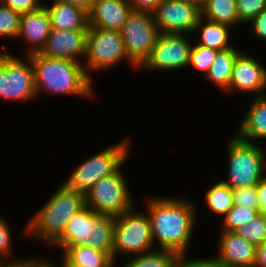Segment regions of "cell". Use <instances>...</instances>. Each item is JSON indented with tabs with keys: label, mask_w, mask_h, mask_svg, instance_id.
<instances>
[{
	"label": "cell",
	"mask_w": 266,
	"mask_h": 267,
	"mask_svg": "<svg viewBox=\"0 0 266 267\" xmlns=\"http://www.w3.org/2000/svg\"><path fill=\"white\" fill-rule=\"evenodd\" d=\"M144 201L155 247L177 254L188 253L199 211L196 203L166 195H153Z\"/></svg>",
	"instance_id": "6da1fadb"
},
{
	"label": "cell",
	"mask_w": 266,
	"mask_h": 267,
	"mask_svg": "<svg viewBox=\"0 0 266 267\" xmlns=\"http://www.w3.org/2000/svg\"><path fill=\"white\" fill-rule=\"evenodd\" d=\"M28 56L34 69L37 96L44 92L52 96L71 95L88 99L94 97L95 81L88 77L83 63L65 58L46 57L39 53Z\"/></svg>",
	"instance_id": "7a4b0ae2"
},
{
	"label": "cell",
	"mask_w": 266,
	"mask_h": 267,
	"mask_svg": "<svg viewBox=\"0 0 266 267\" xmlns=\"http://www.w3.org/2000/svg\"><path fill=\"white\" fill-rule=\"evenodd\" d=\"M27 220L23 234L50 247L73 216L86 206V195L69 188L63 181Z\"/></svg>",
	"instance_id": "3957f363"
},
{
	"label": "cell",
	"mask_w": 266,
	"mask_h": 267,
	"mask_svg": "<svg viewBox=\"0 0 266 267\" xmlns=\"http://www.w3.org/2000/svg\"><path fill=\"white\" fill-rule=\"evenodd\" d=\"M132 139V136H126L116 144L101 149L74 167L63 182L69 188L87 195L97 182L112 175L127 162L133 145Z\"/></svg>",
	"instance_id": "277c9868"
},
{
	"label": "cell",
	"mask_w": 266,
	"mask_h": 267,
	"mask_svg": "<svg viewBox=\"0 0 266 267\" xmlns=\"http://www.w3.org/2000/svg\"><path fill=\"white\" fill-rule=\"evenodd\" d=\"M226 146L227 180L221 181L231 189L257 185L266 174V148L244 141L234 133Z\"/></svg>",
	"instance_id": "5b68a950"
},
{
	"label": "cell",
	"mask_w": 266,
	"mask_h": 267,
	"mask_svg": "<svg viewBox=\"0 0 266 267\" xmlns=\"http://www.w3.org/2000/svg\"><path fill=\"white\" fill-rule=\"evenodd\" d=\"M128 61L135 71L138 66L128 57L121 31L89 27L87 32L86 58L83 63L85 72L93 81L91 74L101 73ZM100 71V72H99Z\"/></svg>",
	"instance_id": "8992f818"
},
{
	"label": "cell",
	"mask_w": 266,
	"mask_h": 267,
	"mask_svg": "<svg viewBox=\"0 0 266 267\" xmlns=\"http://www.w3.org/2000/svg\"><path fill=\"white\" fill-rule=\"evenodd\" d=\"M113 260L121 254L134 256L155 250L151 222L147 211H138L134 206L114 219Z\"/></svg>",
	"instance_id": "52a82bcc"
},
{
	"label": "cell",
	"mask_w": 266,
	"mask_h": 267,
	"mask_svg": "<svg viewBox=\"0 0 266 267\" xmlns=\"http://www.w3.org/2000/svg\"><path fill=\"white\" fill-rule=\"evenodd\" d=\"M23 58L0 52V99L20 103L36 99L32 61L27 55Z\"/></svg>",
	"instance_id": "ba28073f"
},
{
	"label": "cell",
	"mask_w": 266,
	"mask_h": 267,
	"mask_svg": "<svg viewBox=\"0 0 266 267\" xmlns=\"http://www.w3.org/2000/svg\"><path fill=\"white\" fill-rule=\"evenodd\" d=\"M122 167L101 179L87 193L86 205L94 212L117 217L136 206Z\"/></svg>",
	"instance_id": "9c48e42d"
},
{
	"label": "cell",
	"mask_w": 266,
	"mask_h": 267,
	"mask_svg": "<svg viewBox=\"0 0 266 267\" xmlns=\"http://www.w3.org/2000/svg\"><path fill=\"white\" fill-rule=\"evenodd\" d=\"M189 34L160 33L148 58L138 68L141 71H179L189 66L193 37ZM192 38V41H191Z\"/></svg>",
	"instance_id": "30bf717a"
},
{
	"label": "cell",
	"mask_w": 266,
	"mask_h": 267,
	"mask_svg": "<svg viewBox=\"0 0 266 267\" xmlns=\"http://www.w3.org/2000/svg\"><path fill=\"white\" fill-rule=\"evenodd\" d=\"M159 34L152 12L132 10L128 15L121 35L128 57L138 67L150 55Z\"/></svg>",
	"instance_id": "8fae6325"
},
{
	"label": "cell",
	"mask_w": 266,
	"mask_h": 267,
	"mask_svg": "<svg viewBox=\"0 0 266 267\" xmlns=\"http://www.w3.org/2000/svg\"><path fill=\"white\" fill-rule=\"evenodd\" d=\"M159 33L193 34L201 9L187 0H162L152 11Z\"/></svg>",
	"instance_id": "7c38bea8"
},
{
	"label": "cell",
	"mask_w": 266,
	"mask_h": 267,
	"mask_svg": "<svg viewBox=\"0 0 266 267\" xmlns=\"http://www.w3.org/2000/svg\"><path fill=\"white\" fill-rule=\"evenodd\" d=\"M242 50L233 65L232 77L229 83L228 95L236 92L253 97L266 94V66L259 58ZM261 62V63H260ZM240 92V93H239Z\"/></svg>",
	"instance_id": "4fadbf2b"
},
{
	"label": "cell",
	"mask_w": 266,
	"mask_h": 267,
	"mask_svg": "<svg viewBox=\"0 0 266 267\" xmlns=\"http://www.w3.org/2000/svg\"><path fill=\"white\" fill-rule=\"evenodd\" d=\"M88 30L51 29L39 54L51 58H65L84 63ZM83 61V62H82Z\"/></svg>",
	"instance_id": "5bb4252c"
},
{
	"label": "cell",
	"mask_w": 266,
	"mask_h": 267,
	"mask_svg": "<svg viewBox=\"0 0 266 267\" xmlns=\"http://www.w3.org/2000/svg\"><path fill=\"white\" fill-rule=\"evenodd\" d=\"M215 258L222 267H254L256 246L236 232L220 231Z\"/></svg>",
	"instance_id": "9a60e30c"
},
{
	"label": "cell",
	"mask_w": 266,
	"mask_h": 267,
	"mask_svg": "<svg viewBox=\"0 0 266 267\" xmlns=\"http://www.w3.org/2000/svg\"><path fill=\"white\" fill-rule=\"evenodd\" d=\"M51 21L45 6L28 12L20 17V29L18 39L22 38L27 45L25 54L28 56L39 53L46 44L47 37L51 32Z\"/></svg>",
	"instance_id": "2e32d148"
},
{
	"label": "cell",
	"mask_w": 266,
	"mask_h": 267,
	"mask_svg": "<svg viewBox=\"0 0 266 267\" xmlns=\"http://www.w3.org/2000/svg\"><path fill=\"white\" fill-rule=\"evenodd\" d=\"M132 10L127 0H94L88 12V25L121 31Z\"/></svg>",
	"instance_id": "e0dca14e"
},
{
	"label": "cell",
	"mask_w": 266,
	"mask_h": 267,
	"mask_svg": "<svg viewBox=\"0 0 266 267\" xmlns=\"http://www.w3.org/2000/svg\"><path fill=\"white\" fill-rule=\"evenodd\" d=\"M93 210L87 205L67 223L63 234L50 246L63 253L70 246H88L92 243Z\"/></svg>",
	"instance_id": "ac0fdd59"
},
{
	"label": "cell",
	"mask_w": 266,
	"mask_h": 267,
	"mask_svg": "<svg viewBox=\"0 0 266 267\" xmlns=\"http://www.w3.org/2000/svg\"><path fill=\"white\" fill-rule=\"evenodd\" d=\"M239 123L234 130L238 138L255 144L257 139L266 141V94L252 97L251 104Z\"/></svg>",
	"instance_id": "d6986e66"
},
{
	"label": "cell",
	"mask_w": 266,
	"mask_h": 267,
	"mask_svg": "<svg viewBox=\"0 0 266 267\" xmlns=\"http://www.w3.org/2000/svg\"><path fill=\"white\" fill-rule=\"evenodd\" d=\"M51 21V28L56 30H88V12L84 9L60 0L44 3Z\"/></svg>",
	"instance_id": "ffe728a7"
},
{
	"label": "cell",
	"mask_w": 266,
	"mask_h": 267,
	"mask_svg": "<svg viewBox=\"0 0 266 267\" xmlns=\"http://www.w3.org/2000/svg\"><path fill=\"white\" fill-rule=\"evenodd\" d=\"M233 28L216 22L200 17L196 27L194 28L193 34H199L198 40L195 44L201 45L207 48L215 49L217 51H224L234 47L231 43V30Z\"/></svg>",
	"instance_id": "44dd1931"
},
{
	"label": "cell",
	"mask_w": 266,
	"mask_h": 267,
	"mask_svg": "<svg viewBox=\"0 0 266 267\" xmlns=\"http://www.w3.org/2000/svg\"><path fill=\"white\" fill-rule=\"evenodd\" d=\"M236 46L219 51L214 59L208 73L205 75L207 82L228 94L229 83L232 77V70L237 55L241 52Z\"/></svg>",
	"instance_id": "7402d4cb"
},
{
	"label": "cell",
	"mask_w": 266,
	"mask_h": 267,
	"mask_svg": "<svg viewBox=\"0 0 266 267\" xmlns=\"http://www.w3.org/2000/svg\"><path fill=\"white\" fill-rule=\"evenodd\" d=\"M201 9V17L211 22L235 28L243 25L238 16L236 0H206Z\"/></svg>",
	"instance_id": "603a6c76"
},
{
	"label": "cell",
	"mask_w": 266,
	"mask_h": 267,
	"mask_svg": "<svg viewBox=\"0 0 266 267\" xmlns=\"http://www.w3.org/2000/svg\"><path fill=\"white\" fill-rule=\"evenodd\" d=\"M72 264L82 267H115L113 258L88 246H70L62 253Z\"/></svg>",
	"instance_id": "cb8c5ba5"
},
{
	"label": "cell",
	"mask_w": 266,
	"mask_h": 267,
	"mask_svg": "<svg viewBox=\"0 0 266 267\" xmlns=\"http://www.w3.org/2000/svg\"><path fill=\"white\" fill-rule=\"evenodd\" d=\"M114 219L106 214L93 211V232L90 247L108 253L113 258Z\"/></svg>",
	"instance_id": "d4e9b609"
},
{
	"label": "cell",
	"mask_w": 266,
	"mask_h": 267,
	"mask_svg": "<svg viewBox=\"0 0 266 267\" xmlns=\"http://www.w3.org/2000/svg\"><path fill=\"white\" fill-rule=\"evenodd\" d=\"M204 201L212 214L214 212V215L217 214L224 218L234 205L232 189L220 179L207 189Z\"/></svg>",
	"instance_id": "484cf974"
},
{
	"label": "cell",
	"mask_w": 266,
	"mask_h": 267,
	"mask_svg": "<svg viewBox=\"0 0 266 267\" xmlns=\"http://www.w3.org/2000/svg\"><path fill=\"white\" fill-rule=\"evenodd\" d=\"M177 253L170 250L157 249L128 257L121 267H173Z\"/></svg>",
	"instance_id": "4316f807"
},
{
	"label": "cell",
	"mask_w": 266,
	"mask_h": 267,
	"mask_svg": "<svg viewBox=\"0 0 266 267\" xmlns=\"http://www.w3.org/2000/svg\"><path fill=\"white\" fill-rule=\"evenodd\" d=\"M259 214V209L243 208L237 205H233L231 210L222 218L220 230L235 232L242 225L247 224L256 215Z\"/></svg>",
	"instance_id": "83f0119b"
},
{
	"label": "cell",
	"mask_w": 266,
	"mask_h": 267,
	"mask_svg": "<svg viewBox=\"0 0 266 267\" xmlns=\"http://www.w3.org/2000/svg\"><path fill=\"white\" fill-rule=\"evenodd\" d=\"M238 235L256 247L266 241V216L256 215L247 224L242 225L236 231Z\"/></svg>",
	"instance_id": "f1b7e54d"
},
{
	"label": "cell",
	"mask_w": 266,
	"mask_h": 267,
	"mask_svg": "<svg viewBox=\"0 0 266 267\" xmlns=\"http://www.w3.org/2000/svg\"><path fill=\"white\" fill-rule=\"evenodd\" d=\"M21 15L0 3V38L17 39Z\"/></svg>",
	"instance_id": "f546056e"
},
{
	"label": "cell",
	"mask_w": 266,
	"mask_h": 267,
	"mask_svg": "<svg viewBox=\"0 0 266 267\" xmlns=\"http://www.w3.org/2000/svg\"><path fill=\"white\" fill-rule=\"evenodd\" d=\"M218 52L219 51L215 49L207 48L193 43L188 67H192L197 71H200L204 78L208 73L210 66L212 65Z\"/></svg>",
	"instance_id": "4dcf8cb0"
},
{
	"label": "cell",
	"mask_w": 266,
	"mask_h": 267,
	"mask_svg": "<svg viewBox=\"0 0 266 267\" xmlns=\"http://www.w3.org/2000/svg\"><path fill=\"white\" fill-rule=\"evenodd\" d=\"M7 221L0 216V264H12L21 259L12 256L14 239H12L11 225Z\"/></svg>",
	"instance_id": "1f68e13d"
},
{
	"label": "cell",
	"mask_w": 266,
	"mask_h": 267,
	"mask_svg": "<svg viewBox=\"0 0 266 267\" xmlns=\"http://www.w3.org/2000/svg\"><path fill=\"white\" fill-rule=\"evenodd\" d=\"M236 2L239 20L243 25H247L266 8V0H236Z\"/></svg>",
	"instance_id": "d6a6232c"
},
{
	"label": "cell",
	"mask_w": 266,
	"mask_h": 267,
	"mask_svg": "<svg viewBox=\"0 0 266 267\" xmlns=\"http://www.w3.org/2000/svg\"><path fill=\"white\" fill-rule=\"evenodd\" d=\"M232 193L234 196V205L243 208L258 209L257 185L232 189Z\"/></svg>",
	"instance_id": "836d02e7"
},
{
	"label": "cell",
	"mask_w": 266,
	"mask_h": 267,
	"mask_svg": "<svg viewBox=\"0 0 266 267\" xmlns=\"http://www.w3.org/2000/svg\"><path fill=\"white\" fill-rule=\"evenodd\" d=\"M173 267H222L214 257H188V253L178 254Z\"/></svg>",
	"instance_id": "e575fe53"
},
{
	"label": "cell",
	"mask_w": 266,
	"mask_h": 267,
	"mask_svg": "<svg viewBox=\"0 0 266 267\" xmlns=\"http://www.w3.org/2000/svg\"><path fill=\"white\" fill-rule=\"evenodd\" d=\"M43 0H4L3 4L20 15L33 12L44 6Z\"/></svg>",
	"instance_id": "d590c367"
},
{
	"label": "cell",
	"mask_w": 266,
	"mask_h": 267,
	"mask_svg": "<svg viewBox=\"0 0 266 267\" xmlns=\"http://www.w3.org/2000/svg\"><path fill=\"white\" fill-rule=\"evenodd\" d=\"M253 37L262 42L266 41V8H264L252 21L248 23Z\"/></svg>",
	"instance_id": "8d00e7d4"
},
{
	"label": "cell",
	"mask_w": 266,
	"mask_h": 267,
	"mask_svg": "<svg viewBox=\"0 0 266 267\" xmlns=\"http://www.w3.org/2000/svg\"><path fill=\"white\" fill-rule=\"evenodd\" d=\"M31 256L28 255L22 258V267H58L54 261H51L52 259L42 258L41 256L38 257L37 254Z\"/></svg>",
	"instance_id": "74e56055"
},
{
	"label": "cell",
	"mask_w": 266,
	"mask_h": 267,
	"mask_svg": "<svg viewBox=\"0 0 266 267\" xmlns=\"http://www.w3.org/2000/svg\"><path fill=\"white\" fill-rule=\"evenodd\" d=\"M134 11L152 12L162 0H127Z\"/></svg>",
	"instance_id": "f35d334b"
},
{
	"label": "cell",
	"mask_w": 266,
	"mask_h": 267,
	"mask_svg": "<svg viewBox=\"0 0 266 267\" xmlns=\"http://www.w3.org/2000/svg\"><path fill=\"white\" fill-rule=\"evenodd\" d=\"M257 189H258L257 202H258L259 214L266 216V174L258 182Z\"/></svg>",
	"instance_id": "ab89813d"
},
{
	"label": "cell",
	"mask_w": 266,
	"mask_h": 267,
	"mask_svg": "<svg viewBox=\"0 0 266 267\" xmlns=\"http://www.w3.org/2000/svg\"><path fill=\"white\" fill-rule=\"evenodd\" d=\"M254 267H266V241L256 247Z\"/></svg>",
	"instance_id": "60d3db41"
},
{
	"label": "cell",
	"mask_w": 266,
	"mask_h": 267,
	"mask_svg": "<svg viewBox=\"0 0 266 267\" xmlns=\"http://www.w3.org/2000/svg\"><path fill=\"white\" fill-rule=\"evenodd\" d=\"M66 3H70L71 5L78 6L85 11L89 12L94 0H60Z\"/></svg>",
	"instance_id": "b9f144b4"
},
{
	"label": "cell",
	"mask_w": 266,
	"mask_h": 267,
	"mask_svg": "<svg viewBox=\"0 0 266 267\" xmlns=\"http://www.w3.org/2000/svg\"><path fill=\"white\" fill-rule=\"evenodd\" d=\"M61 262L57 265H60L58 267H82L79 265L72 264L63 254H61Z\"/></svg>",
	"instance_id": "7bdbcfd3"
},
{
	"label": "cell",
	"mask_w": 266,
	"mask_h": 267,
	"mask_svg": "<svg viewBox=\"0 0 266 267\" xmlns=\"http://www.w3.org/2000/svg\"><path fill=\"white\" fill-rule=\"evenodd\" d=\"M0 267H22V258L12 264H0Z\"/></svg>",
	"instance_id": "ee69618b"
},
{
	"label": "cell",
	"mask_w": 266,
	"mask_h": 267,
	"mask_svg": "<svg viewBox=\"0 0 266 267\" xmlns=\"http://www.w3.org/2000/svg\"><path fill=\"white\" fill-rule=\"evenodd\" d=\"M190 3L196 4L198 7H202L206 0H187Z\"/></svg>",
	"instance_id": "f6af8a7d"
}]
</instances>
